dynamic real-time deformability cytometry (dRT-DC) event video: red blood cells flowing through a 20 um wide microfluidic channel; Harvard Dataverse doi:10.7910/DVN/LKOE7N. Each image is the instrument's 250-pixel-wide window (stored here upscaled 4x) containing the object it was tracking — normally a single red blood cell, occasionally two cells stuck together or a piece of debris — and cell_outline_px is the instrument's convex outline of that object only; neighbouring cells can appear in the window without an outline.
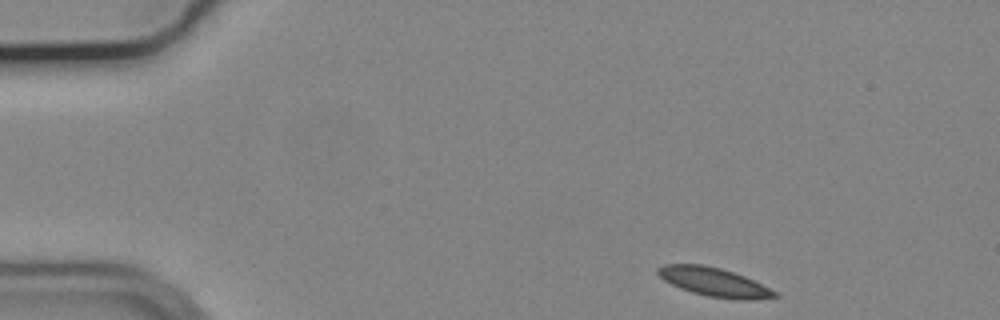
{"species": "common noctule bat (a hibernating species)", "species_latin": "Nyctalus noctula", "temperature_condition": "cold", "stored_images_in_passage": 49, "camera_frame_rate_fps": 3000, "um_per_image_px": 0.085, "animal": {"sex": "male", "body_mass_g": 19.2, "forearm_length_mm": 51.8}, "frame": {"image": 1, "passage_image": 1, "time_ms": 0.0, "image_size_px": [1000, 320], "cell_outline_px": [[780, 296], [748, 300], [740, 300], [708, 296], [692, 292], [680, 288], [664, 280], [656, 272], [656, 268], [664, 264], [700, 264], [720, 268], [744, 276], [776, 292]], "centroid_in_image_um": [60.65, 23.97], "position_along_channel_um": 24.3, "area_um2": 19.25}}
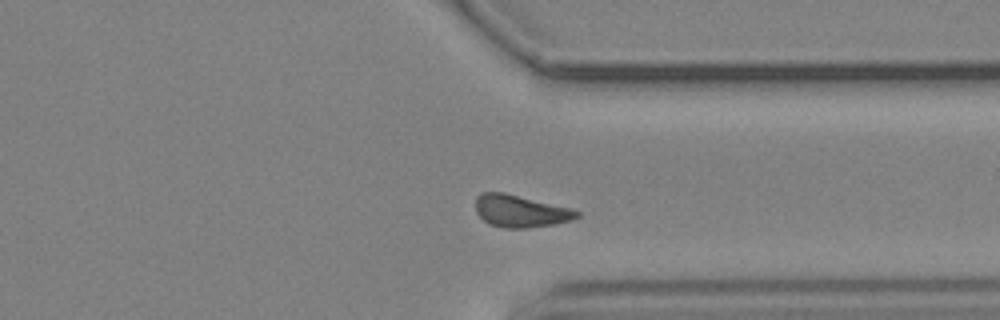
{"frame": {"image": 2, "passage_image": 36, "time_ms": 11.667, "image_size_px": [1000, 320], "cell_outline_px": [[580, 216], [572, 220], [552, 224], [528, 228], [504, 228], [488, 224], [476, 212], [476, 196], [480, 192], [504, 192], [572, 208], [580, 212]], "centroid_in_image_um": [44.23, 17.94], "position_along_channel_um": 367.2, "area_um2": 19.13}}
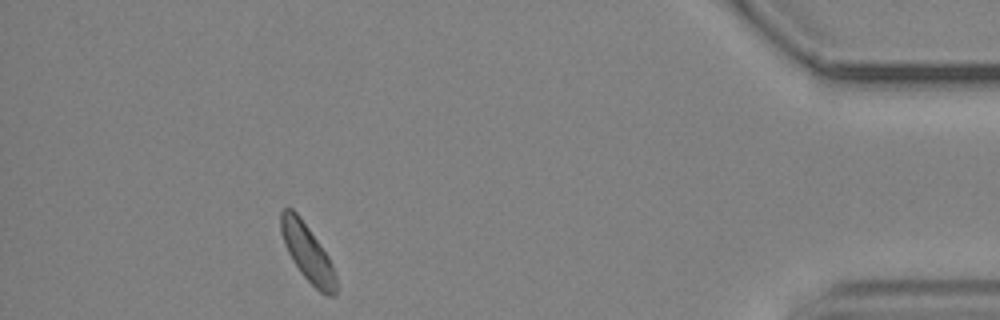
{"frame": {"image": 3, "passage_image": 44, "time_ms": 14.333, "image_size_px": [1000, 320], "cell_outline_px": [[336, 296], [328, 296], [320, 292], [300, 272], [292, 260], [284, 244], [280, 232], [280, 212], [284, 208], [292, 208], [300, 216], [328, 256], [332, 264], [336, 276]], "centroid_in_image_um": [26.12, 21.47], "position_along_channel_um": 409.1, "area_um2": 18.26}, "authors_computed_cell_mechanics": {"area_um2": 19.074, "velocity_mm_per_s": 3.6352, "shape_relaxation_time_tau1_ms": 3.3364, "shape_relaxation_time_tau2_ms": 9.6321, "deformation_change_tau1": 0.0844, "deformation_change_tau2": 0.1347}}